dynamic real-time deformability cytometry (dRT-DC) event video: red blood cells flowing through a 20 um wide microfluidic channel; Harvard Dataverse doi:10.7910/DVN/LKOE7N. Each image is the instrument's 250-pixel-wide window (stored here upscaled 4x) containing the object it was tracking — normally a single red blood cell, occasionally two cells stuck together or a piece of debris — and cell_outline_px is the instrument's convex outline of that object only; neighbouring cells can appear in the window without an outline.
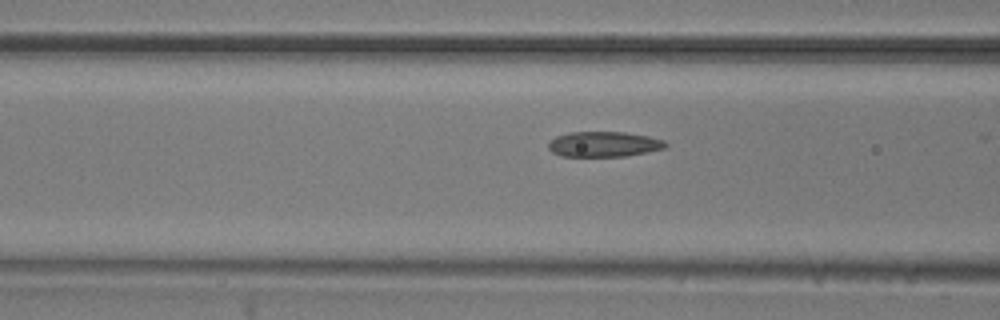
{"species": "common noctule bat (a hibernating species)", "species_latin": "Nyctalus noctula", "temperature_condition": "room temperature", "stored_images_in_passage": 19, "camera_frame_rate_fps": 3000, "um_per_image_px": 0.085, "animal": {"sex": "male", "body_mass_g": 20.5, "forearm_length_mm": 52.5}, "frame": {"image": 1, "passage_image": 16, "time_ms": 5.0, "image_size_px": [1000, 320], "cell_outline_px": [[668, 148], [624, 156], [564, 156], [552, 152], [548, 148], [548, 144], [556, 136], [568, 132], [624, 132], [648, 136], [664, 140], [668, 144]], "centroid_in_image_um": [51.36, 12.25], "position_along_channel_um": 115.2, "area_um2": 17.22}}